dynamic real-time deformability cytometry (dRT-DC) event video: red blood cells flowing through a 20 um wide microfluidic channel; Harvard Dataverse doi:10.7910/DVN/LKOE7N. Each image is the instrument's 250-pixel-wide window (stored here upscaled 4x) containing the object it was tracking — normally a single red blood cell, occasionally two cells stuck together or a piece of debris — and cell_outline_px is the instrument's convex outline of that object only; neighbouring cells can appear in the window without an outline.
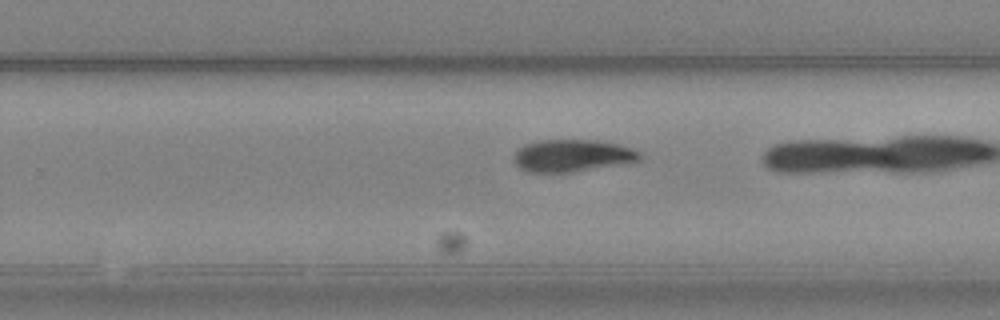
{"species": "Egyptian fruit bat (a non-hibernating species)", "species_latin": "Rousettus aegyptiacus", "temperature_condition": "cold", "stored_images_in_passage": 37, "camera_frame_rate_fps": 3000, "um_per_image_px": 0.085, "animal": {"sex": "female"}, "frame": {"image": 1, "passage_image": 30, "time_ms": 9.667, "image_size_px": [1000, 320], "cell_outline_px": [[640, 160], [624, 164], [572, 172], [528, 172], [520, 168], [516, 164], [516, 152], [524, 144], [540, 140], [600, 140], [632, 148], [640, 152]], "centroid_in_image_um": [48.68, 13.23], "position_along_channel_um": 281.1, "area_um2": 23.52}}